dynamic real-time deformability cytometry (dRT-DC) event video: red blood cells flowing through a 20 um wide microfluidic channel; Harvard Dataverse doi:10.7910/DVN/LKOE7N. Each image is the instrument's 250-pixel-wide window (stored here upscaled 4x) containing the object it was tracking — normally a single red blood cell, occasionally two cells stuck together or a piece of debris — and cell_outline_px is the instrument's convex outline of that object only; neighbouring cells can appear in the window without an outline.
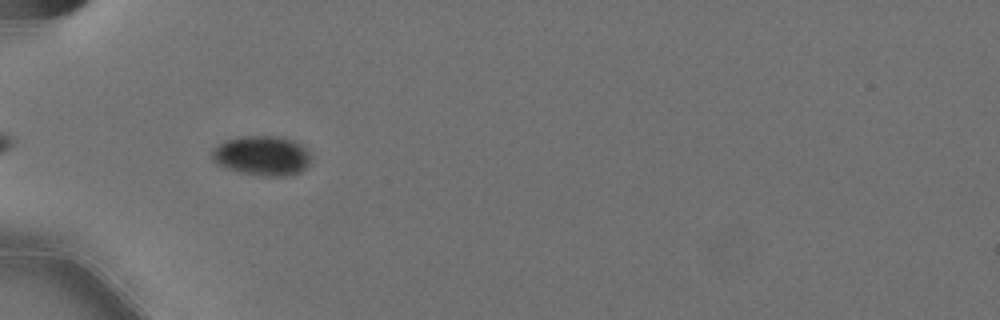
{"species": "Egyptian fruit bat (a non-hibernating species)", "species_latin": "Rousettus aegyptiacus", "temperature_condition": "cold", "stored_images_in_passage": 43, "camera_frame_rate_fps": 3000, "um_per_image_px": 0.085, "animal": {"sex": "female"}, "frame": {"image": 1, "passage_image": 5, "time_ms": 1.333, "image_size_px": [1000, 320], "cell_outline_px": [[312, 156], [308, 164], [300, 172], [292, 176], [260, 176], [236, 172], [224, 168], [216, 164], [212, 160], [212, 148], [224, 140], [244, 136], [280, 136], [292, 140], [300, 144]], "centroid_in_image_um": [22.23, 13.25], "position_along_channel_um": 62.8, "area_um2": 23.29}}
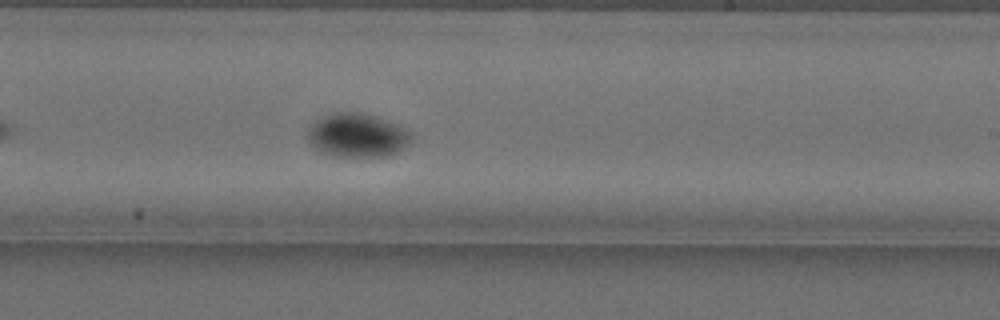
{"frame": {"image": 2, "passage_image": 22, "time_ms": 7.0, "image_size_px": [1000, 320], "cell_outline_px": [[412, 140], [404, 148], [392, 156], [332, 156], [320, 152], [308, 140], [308, 132], [312, 124], [324, 116], [336, 112], [360, 112], [376, 116], [396, 124], [412, 132]], "centroid_in_image_um": [30.41, 11.51], "position_along_channel_um": 258.6, "area_um2": 26.41}}
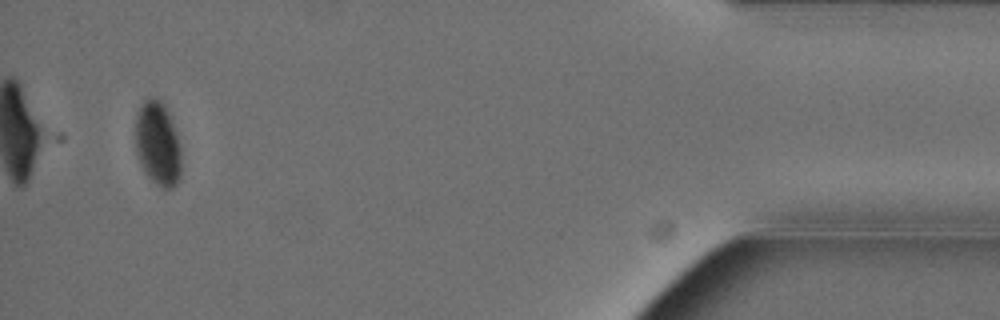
{"frame": {"image": 3, "passage_image": 41, "time_ms": 13.333, "image_size_px": [1000, 320], "cell_outline_px": [[180, 180], [172, 188], [160, 188], [144, 172], [140, 164], [136, 152], [136, 116], [140, 104], [148, 96], [156, 96], [164, 104], [168, 112], [180, 148]], "centroid_in_image_um": [13.39, 12.2], "position_along_channel_um": 421.8, "area_um2": 22.48}, "authors_computed_cell_mechanics": {"area_um2": 24.3338, "velocity_mm_per_s": 3.5677, "shape_relaxation_time_tau1_ms": 5.9234, "shape_relaxation_time_tau2_ms": null, "deformation_change_tau1": 0.0691, "deformation_change_tau2": null}}